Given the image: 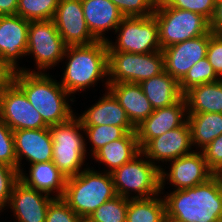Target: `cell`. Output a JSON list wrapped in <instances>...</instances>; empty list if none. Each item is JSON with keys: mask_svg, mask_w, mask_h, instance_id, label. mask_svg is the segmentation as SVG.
Here are the masks:
<instances>
[{"mask_svg": "<svg viewBox=\"0 0 222 222\" xmlns=\"http://www.w3.org/2000/svg\"><path fill=\"white\" fill-rule=\"evenodd\" d=\"M67 45L57 31L53 19L30 21L28 29V44L26 57L33 58L36 70L21 67V71L28 73H48V69H55L62 63Z\"/></svg>", "mask_w": 222, "mask_h": 222, "instance_id": "ba28073f", "label": "cell"}, {"mask_svg": "<svg viewBox=\"0 0 222 222\" xmlns=\"http://www.w3.org/2000/svg\"><path fill=\"white\" fill-rule=\"evenodd\" d=\"M0 117L12 131L49 128L15 82L0 94Z\"/></svg>", "mask_w": 222, "mask_h": 222, "instance_id": "7c38bea8", "label": "cell"}, {"mask_svg": "<svg viewBox=\"0 0 222 222\" xmlns=\"http://www.w3.org/2000/svg\"><path fill=\"white\" fill-rule=\"evenodd\" d=\"M216 74L222 79V34H209V44L206 55Z\"/></svg>", "mask_w": 222, "mask_h": 222, "instance_id": "f35d334b", "label": "cell"}, {"mask_svg": "<svg viewBox=\"0 0 222 222\" xmlns=\"http://www.w3.org/2000/svg\"><path fill=\"white\" fill-rule=\"evenodd\" d=\"M81 220L62 198H54L50 202L46 222H80Z\"/></svg>", "mask_w": 222, "mask_h": 222, "instance_id": "d590c367", "label": "cell"}, {"mask_svg": "<svg viewBox=\"0 0 222 222\" xmlns=\"http://www.w3.org/2000/svg\"><path fill=\"white\" fill-rule=\"evenodd\" d=\"M192 151L190 127L187 121L182 126L151 139L141 149V152L159 168V170L164 167L162 163L167 164V162L169 163Z\"/></svg>", "mask_w": 222, "mask_h": 222, "instance_id": "4fadbf2b", "label": "cell"}, {"mask_svg": "<svg viewBox=\"0 0 222 222\" xmlns=\"http://www.w3.org/2000/svg\"><path fill=\"white\" fill-rule=\"evenodd\" d=\"M128 198L115 196L99 206L87 219L88 222H126Z\"/></svg>", "mask_w": 222, "mask_h": 222, "instance_id": "1f68e13d", "label": "cell"}, {"mask_svg": "<svg viewBox=\"0 0 222 222\" xmlns=\"http://www.w3.org/2000/svg\"><path fill=\"white\" fill-rule=\"evenodd\" d=\"M18 0H0V16L16 15Z\"/></svg>", "mask_w": 222, "mask_h": 222, "instance_id": "b9f144b4", "label": "cell"}, {"mask_svg": "<svg viewBox=\"0 0 222 222\" xmlns=\"http://www.w3.org/2000/svg\"><path fill=\"white\" fill-rule=\"evenodd\" d=\"M59 0H18L16 14L28 21L54 18Z\"/></svg>", "mask_w": 222, "mask_h": 222, "instance_id": "f546056e", "label": "cell"}, {"mask_svg": "<svg viewBox=\"0 0 222 222\" xmlns=\"http://www.w3.org/2000/svg\"><path fill=\"white\" fill-rule=\"evenodd\" d=\"M62 62L65 69L59 82L74 99L77 92L78 95L86 92L87 88H95L100 82L104 83L102 86L105 85L103 87L106 90L108 89L107 42L96 41L89 45L67 46Z\"/></svg>", "mask_w": 222, "mask_h": 222, "instance_id": "7a4b0ae2", "label": "cell"}, {"mask_svg": "<svg viewBox=\"0 0 222 222\" xmlns=\"http://www.w3.org/2000/svg\"><path fill=\"white\" fill-rule=\"evenodd\" d=\"M165 218L161 193L150 198L128 199L126 222H163Z\"/></svg>", "mask_w": 222, "mask_h": 222, "instance_id": "83f0119b", "label": "cell"}, {"mask_svg": "<svg viewBox=\"0 0 222 222\" xmlns=\"http://www.w3.org/2000/svg\"><path fill=\"white\" fill-rule=\"evenodd\" d=\"M188 118L187 103L184 95L174 104L158 108L136 127L140 149L151 139L182 126Z\"/></svg>", "mask_w": 222, "mask_h": 222, "instance_id": "d6986e66", "label": "cell"}, {"mask_svg": "<svg viewBox=\"0 0 222 222\" xmlns=\"http://www.w3.org/2000/svg\"><path fill=\"white\" fill-rule=\"evenodd\" d=\"M111 176L118 196L138 199L161 193L160 170L142 152L114 170Z\"/></svg>", "mask_w": 222, "mask_h": 222, "instance_id": "52a82bcc", "label": "cell"}, {"mask_svg": "<svg viewBox=\"0 0 222 222\" xmlns=\"http://www.w3.org/2000/svg\"><path fill=\"white\" fill-rule=\"evenodd\" d=\"M141 152L136 132H128L123 138L114 140L97 150L91 159L98 165H105L104 171L112 173L123 164L131 161ZM100 163V164H99Z\"/></svg>", "mask_w": 222, "mask_h": 222, "instance_id": "cb8c5ba5", "label": "cell"}, {"mask_svg": "<svg viewBox=\"0 0 222 222\" xmlns=\"http://www.w3.org/2000/svg\"><path fill=\"white\" fill-rule=\"evenodd\" d=\"M15 74L16 70L0 57V94L14 82Z\"/></svg>", "mask_w": 222, "mask_h": 222, "instance_id": "ab89813d", "label": "cell"}, {"mask_svg": "<svg viewBox=\"0 0 222 222\" xmlns=\"http://www.w3.org/2000/svg\"><path fill=\"white\" fill-rule=\"evenodd\" d=\"M169 7L179 8L211 18L216 0H164Z\"/></svg>", "mask_w": 222, "mask_h": 222, "instance_id": "8d00e7d4", "label": "cell"}, {"mask_svg": "<svg viewBox=\"0 0 222 222\" xmlns=\"http://www.w3.org/2000/svg\"><path fill=\"white\" fill-rule=\"evenodd\" d=\"M187 122L190 127L191 145L198 151L222 134L221 113L188 114Z\"/></svg>", "mask_w": 222, "mask_h": 222, "instance_id": "4316f807", "label": "cell"}, {"mask_svg": "<svg viewBox=\"0 0 222 222\" xmlns=\"http://www.w3.org/2000/svg\"><path fill=\"white\" fill-rule=\"evenodd\" d=\"M115 42L106 41L108 51L146 54L160 51L159 26L154 15L123 18L114 32Z\"/></svg>", "mask_w": 222, "mask_h": 222, "instance_id": "9c48e42d", "label": "cell"}, {"mask_svg": "<svg viewBox=\"0 0 222 222\" xmlns=\"http://www.w3.org/2000/svg\"><path fill=\"white\" fill-rule=\"evenodd\" d=\"M48 129L53 142L52 162L65 178L76 176L87 168L85 133L77 115L64 123L51 125Z\"/></svg>", "mask_w": 222, "mask_h": 222, "instance_id": "5b68a950", "label": "cell"}, {"mask_svg": "<svg viewBox=\"0 0 222 222\" xmlns=\"http://www.w3.org/2000/svg\"><path fill=\"white\" fill-rule=\"evenodd\" d=\"M49 73L16 71L14 82L23 90L43 121L51 126L64 123L75 115L71 106L76 100Z\"/></svg>", "mask_w": 222, "mask_h": 222, "instance_id": "3957f363", "label": "cell"}, {"mask_svg": "<svg viewBox=\"0 0 222 222\" xmlns=\"http://www.w3.org/2000/svg\"><path fill=\"white\" fill-rule=\"evenodd\" d=\"M164 71L163 51L146 54L108 51V83H141Z\"/></svg>", "mask_w": 222, "mask_h": 222, "instance_id": "30bf717a", "label": "cell"}, {"mask_svg": "<svg viewBox=\"0 0 222 222\" xmlns=\"http://www.w3.org/2000/svg\"><path fill=\"white\" fill-rule=\"evenodd\" d=\"M84 18L91 34L98 41H107L108 31L115 32L124 18L111 0H81Z\"/></svg>", "mask_w": 222, "mask_h": 222, "instance_id": "44dd1931", "label": "cell"}, {"mask_svg": "<svg viewBox=\"0 0 222 222\" xmlns=\"http://www.w3.org/2000/svg\"><path fill=\"white\" fill-rule=\"evenodd\" d=\"M163 222H175V221H173V220H171V219L166 217Z\"/></svg>", "mask_w": 222, "mask_h": 222, "instance_id": "7bdbcfd3", "label": "cell"}, {"mask_svg": "<svg viewBox=\"0 0 222 222\" xmlns=\"http://www.w3.org/2000/svg\"><path fill=\"white\" fill-rule=\"evenodd\" d=\"M184 97L188 114H222V79L194 86L184 94Z\"/></svg>", "mask_w": 222, "mask_h": 222, "instance_id": "484cf974", "label": "cell"}, {"mask_svg": "<svg viewBox=\"0 0 222 222\" xmlns=\"http://www.w3.org/2000/svg\"><path fill=\"white\" fill-rule=\"evenodd\" d=\"M166 165L168 167L160 170V191H165L166 184L173 187V190L192 188L207 182L215 175L208 167L202 151L198 150H193Z\"/></svg>", "mask_w": 222, "mask_h": 222, "instance_id": "8fae6325", "label": "cell"}, {"mask_svg": "<svg viewBox=\"0 0 222 222\" xmlns=\"http://www.w3.org/2000/svg\"><path fill=\"white\" fill-rule=\"evenodd\" d=\"M209 26L214 34H222V0H216Z\"/></svg>", "mask_w": 222, "mask_h": 222, "instance_id": "60d3db41", "label": "cell"}, {"mask_svg": "<svg viewBox=\"0 0 222 222\" xmlns=\"http://www.w3.org/2000/svg\"><path fill=\"white\" fill-rule=\"evenodd\" d=\"M207 57L195 63L179 82V89L184 95L188 90L197 85L211 83L220 80Z\"/></svg>", "mask_w": 222, "mask_h": 222, "instance_id": "4dcf8cb0", "label": "cell"}, {"mask_svg": "<svg viewBox=\"0 0 222 222\" xmlns=\"http://www.w3.org/2000/svg\"><path fill=\"white\" fill-rule=\"evenodd\" d=\"M201 151L208 167L215 174H222V134Z\"/></svg>", "mask_w": 222, "mask_h": 222, "instance_id": "74e56055", "label": "cell"}, {"mask_svg": "<svg viewBox=\"0 0 222 222\" xmlns=\"http://www.w3.org/2000/svg\"><path fill=\"white\" fill-rule=\"evenodd\" d=\"M19 180L17 169L0 163V213L9 204L14 184Z\"/></svg>", "mask_w": 222, "mask_h": 222, "instance_id": "e575fe53", "label": "cell"}, {"mask_svg": "<svg viewBox=\"0 0 222 222\" xmlns=\"http://www.w3.org/2000/svg\"><path fill=\"white\" fill-rule=\"evenodd\" d=\"M108 90L114 95L127 117L136 128L154 111L150 101L137 83H110Z\"/></svg>", "mask_w": 222, "mask_h": 222, "instance_id": "7402d4cb", "label": "cell"}, {"mask_svg": "<svg viewBox=\"0 0 222 222\" xmlns=\"http://www.w3.org/2000/svg\"><path fill=\"white\" fill-rule=\"evenodd\" d=\"M29 25L17 14L0 16V57L16 71H21L18 63L27 52Z\"/></svg>", "mask_w": 222, "mask_h": 222, "instance_id": "e0dca14e", "label": "cell"}, {"mask_svg": "<svg viewBox=\"0 0 222 222\" xmlns=\"http://www.w3.org/2000/svg\"><path fill=\"white\" fill-rule=\"evenodd\" d=\"M160 192L166 217L175 222H222V174L192 188Z\"/></svg>", "mask_w": 222, "mask_h": 222, "instance_id": "6da1fadb", "label": "cell"}, {"mask_svg": "<svg viewBox=\"0 0 222 222\" xmlns=\"http://www.w3.org/2000/svg\"><path fill=\"white\" fill-rule=\"evenodd\" d=\"M13 136L19 173L25 170L23 160L29 165L52 161L53 142L48 128L15 130Z\"/></svg>", "mask_w": 222, "mask_h": 222, "instance_id": "2e32d148", "label": "cell"}, {"mask_svg": "<svg viewBox=\"0 0 222 222\" xmlns=\"http://www.w3.org/2000/svg\"><path fill=\"white\" fill-rule=\"evenodd\" d=\"M54 197L26 186L18 180L13 187L9 204L14 222H46L48 206Z\"/></svg>", "mask_w": 222, "mask_h": 222, "instance_id": "9a60e30c", "label": "cell"}, {"mask_svg": "<svg viewBox=\"0 0 222 222\" xmlns=\"http://www.w3.org/2000/svg\"><path fill=\"white\" fill-rule=\"evenodd\" d=\"M117 196L111 173L87 166L78 175L67 178L62 199L82 219Z\"/></svg>", "mask_w": 222, "mask_h": 222, "instance_id": "277c9868", "label": "cell"}, {"mask_svg": "<svg viewBox=\"0 0 222 222\" xmlns=\"http://www.w3.org/2000/svg\"><path fill=\"white\" fill-rule=\"evenodd\" d=\"M53 21L67 46L89 45L98 41L87 26L81 0H59Z\"/></svg>", "mask_w": 222, "mask_h": 222, "instance_id": "5bb4252c", "label": "cell"}, {"mask_svg": "<svg viewBox=\"0 0 222 222\" xmlns=\"http://www.w3.org/2000/svg\"><path fill=\"white\" fill-rule=\"evenodd\" d=\"M85 133V147L89 156H92L97 150L106 144L123 138L128 132L119 126L100 125V126H83ZM90 144V151L88 152L87 143ZM91 152V153H90Z\"/></svg>", "mask_w": 222, "mask_h": 222, "instance_id": "f1b7e54d", "label": "cell"}, {"mask_svg": "<svg viewBox=\"0 0 222 222\" xmlns=\"http://www.w3.org/2000/svg\"><path fill=\"white\" fill-rule=\"evenodd\" d=\"M28 166H30L28 167L29 171L23 170L19 173L20 181L26 186L44 192L54 198H62L66 178L52 161L34 163Z\"/></svg>", "mask_w": 222, "mask_h": 222, "instance_id": "603a6c76", "label": "cell"}, {"mask_svg": "<svg viewBox=\"0 0 222 222\" xmlns=\"http://www.w3.org/2000/svg\"><path fill=\"white\" fill-rule=\"evenodd\" d=\"M124 18L146 17L155 12L156 0H111Z\"/></svg>", "mask_w": 222, "mask_h": 222, "instance_id": "d6a6232c", "label": "cell"}, {"mask_svg": "<svg viewBox=\"0 0 222 222\" xmlns=\"http://www.w3.org/2000/svg\"><path fill=\"white\" fill-rule=\"evenodd\" d=\"M161 50L171 45L210 34L209 20L196 12L169 7L157 2L155 12Z\"/></svg>", "mask_w": 222, "mask_h": 222, "instance_id": "8992f818", "label": "cell"}, {"mask_svg": "<svg viewBox=\"0 0 222 222\" xmlns=\"http://www.w3.org/2000/svg\"><path fill=\"white\" fill-rule=\"evenodd\" d=\"M209 34L164 48V70L180 82L188 70L207 55Z\"/></svg>", "mask_w": 222, "mask_h": 222, "instance_id": "ac0fdd59", "label": "cell"}, {"mask_svg": "<svg viewBox=\"0 0 222 222\" xmlns=\"http://www.w3.org/2000/svg\"><path fill=\"white\" fill-rule=\"evenodd\" d=\"M139 84L154 110L170 106L183 96L179 82L165 70Z\"/></svg>", "mask_w": 222, "mask_h": 222, "instance_id": "d4e9b609", "label": "cell"}, {"mask_svg": "<svg viewBox=\"0 0 222 222\" xmlns=\"http://www.w3.org/2000/svg\"><path fill=\"white\" fill-rule=\"evenodd\" d=\"M0 163L17 169L13 131L0 117Z\"/></svg>", "mask_w": 222, "mask_h": 222, "instance_id": "836d02e7", "label": "cell"}, {"mask_svg": "<svg viewBox=\"0 0 222 222\" xmlns=\"http://www.w3.org/2000/svg\"><path fill=\"white\" fill-rule=\"evenodd\" d=\"M102 97L91 104L82 114L76 113L83 126L113 125L123 127L127 132H136L125 110L121 107L114 95L104 89Z\"/></svg>", "mask_w": 222, "mask_h": 222, "instance_id": "ffe728a7", "label": "cell"}]
</instances>
